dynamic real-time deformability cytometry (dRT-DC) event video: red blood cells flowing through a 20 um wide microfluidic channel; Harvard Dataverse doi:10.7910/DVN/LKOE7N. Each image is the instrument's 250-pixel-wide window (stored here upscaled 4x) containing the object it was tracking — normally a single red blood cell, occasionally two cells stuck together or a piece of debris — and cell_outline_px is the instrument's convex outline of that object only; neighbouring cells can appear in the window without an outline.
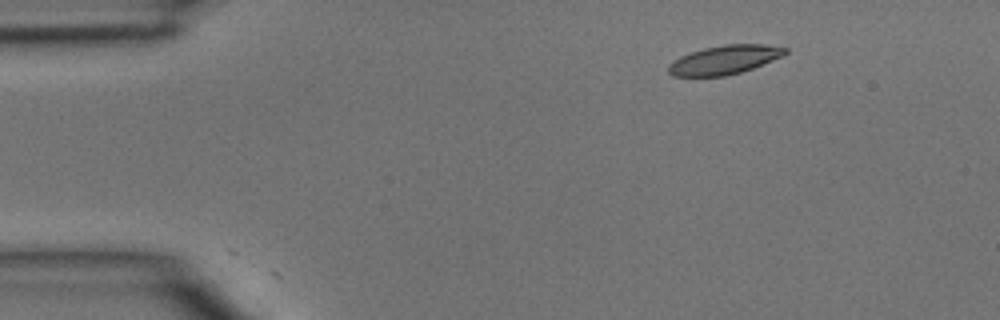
{"species": "common noctule bat (a hibernating species)", "species_latin": "Nyctalus noctula", "temperature_condition": "room temperature", "stored_images_in_passage": 25, "camera_frame_rate_fps": 3000, "um_per_image_px": 0.085, "animal": {"sex": "male", "body_mass_g": 15.6}, "frame": {"image": 1, "passage_image": 1, "time_ms": 0.0, "image_size_px": [1000, 320], "cell_outline_px": [[788, 52], [772, 60], [752, 68], [740, 72], [724, 76], [672, 76], [668, 72], [668, 64], [680, 56], [704, 48], [724, 44], [764, 44], [788, 48]], "centroid_in_image_um": [61.55, 5.08], "position_along_channel_um": 23.4, "area_um2": 19.48}}
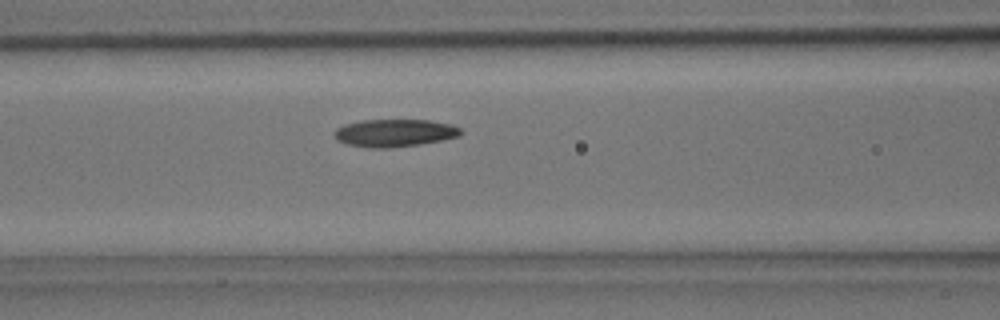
{"frame": {"image": 2, "passage_image": 13, "time_ms": 4.0, "image_size_px": [1000, 320], "cell_outline_px": [[464, 132], [460, 136], [444, 140], [420, 144], [388, 148], [368, 148], [348, 144], [336, 140], [332, 136], [332, 132], [336, 128], [344, 124], [360, 120], [428, 120], [452, 124], [460, 128]], "centroid_in_image_um": [33.52, 11.3], "position_along_channel_um": 133.1, "area_um2": 20.69}}